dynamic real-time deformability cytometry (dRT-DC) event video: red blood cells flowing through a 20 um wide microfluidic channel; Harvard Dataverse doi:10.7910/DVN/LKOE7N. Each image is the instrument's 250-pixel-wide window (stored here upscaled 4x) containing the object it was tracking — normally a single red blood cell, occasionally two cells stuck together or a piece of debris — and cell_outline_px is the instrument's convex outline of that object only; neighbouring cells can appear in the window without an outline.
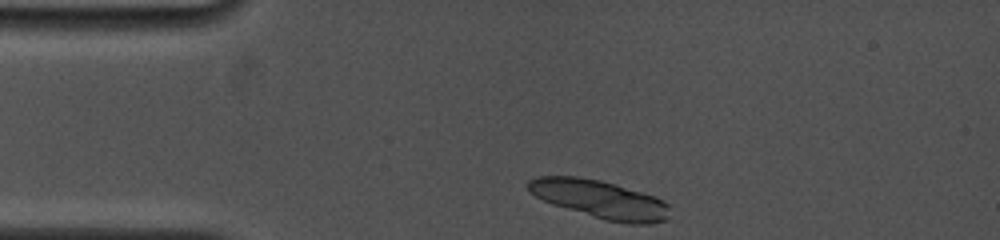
{"species": "common noctule bat (a hibernating species)", "species_latin": "Nyctalus noctula", "temperature_condition": "cold", "stored_images_in_passage": 6, "camera_frame_rate_fps": 5000, "um_per_image_px": 0.085, "animal": {"sex": "female", "body_mass_g": 19.0, "forearm_length_mm": 53.3}, "frame": {"image": 1, "passage_image": 1, "time_ms": 0.0, "image_size_px": [1000, 240], "cell_outline_px": [[668, 216], [664, 220], [652, 224], [628, 224], [604, 220], [552, 204], [528, 192], [528, 180], [536, 176], [576, 176], [600, 180], [616, 184], [664, 200], [668, 204]], "centroid_in_image_um": [50.97, 16.94], "position_along_channel_um": 34.0, "area_um2": 31.39}}